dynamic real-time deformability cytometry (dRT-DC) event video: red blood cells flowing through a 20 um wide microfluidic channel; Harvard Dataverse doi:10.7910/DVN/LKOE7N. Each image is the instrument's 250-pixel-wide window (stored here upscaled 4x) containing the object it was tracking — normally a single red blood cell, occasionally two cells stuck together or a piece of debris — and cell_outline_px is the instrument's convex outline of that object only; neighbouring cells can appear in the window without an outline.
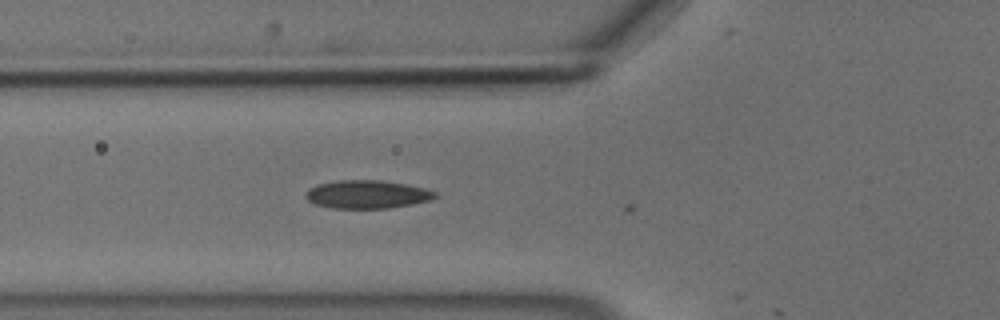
{"species": "common noctule bat (a hibernating species)", "species_latin": "Nyctalus noctula", "temperature_condition": "cold", "stored_images_in_passage": 4, "camera_frame_rate_fps": 3000, "um_per_image_px": 0.085, "animal": {"sex": "male", "body_mass_g": 18.8}, "frame": {"image": 1, "passage_image": 3, "time_ms": 0.667, "image_size_px": [1000, 320], "cell_outline_px": [[436, 196], [428, 200], [412, 204], [388, 208], [332, 208], [312, 204], [304, 196], [304, 192], [308, 188], [320, 184], [336, 180], [380, 180], [404, 184], [424, 188], [436, 192]], "centroid_in_image_um": [31.12, 16.52], "position_along_channel_um": 94.7, "area_um2": 21.21}}